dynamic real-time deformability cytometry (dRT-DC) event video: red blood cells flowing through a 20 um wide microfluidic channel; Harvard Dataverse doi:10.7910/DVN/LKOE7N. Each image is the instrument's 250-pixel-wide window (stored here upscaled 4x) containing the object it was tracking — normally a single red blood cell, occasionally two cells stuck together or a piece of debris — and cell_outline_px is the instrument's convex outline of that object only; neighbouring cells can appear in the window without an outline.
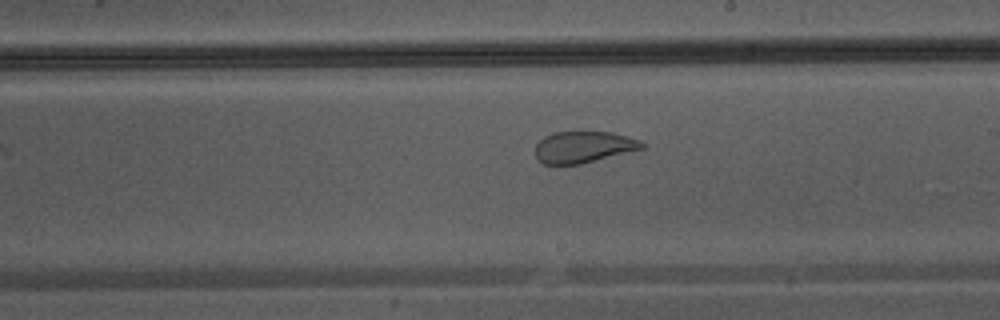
{"species": "Egyptian fruit bat (a non-hibernating species)", "species_latin": "Rousettus aegyptiacus", "temperature_condition": "warm", "stored_images_in_passage": 24, "camera_frame_rate_fps": 3000, "um_per_image_px": 0.085, "animal": {"sex": "male"}, "frame": {"image": 1, "passage_image": 14, "time_ms": 4.333, "image_size_px": [1000, 320], "cell_outline_px": [[644, 148], [580, 164], [544, 164], [536, 160], [536, 144], [544, 136], [552, 132], [612, 132], [628, 136], [640, 140], [644, 144]], "centroid_in_image_um": [49.57, 12.49], "position_along_channel_um": 239.4, "area_um2": 19.54}}